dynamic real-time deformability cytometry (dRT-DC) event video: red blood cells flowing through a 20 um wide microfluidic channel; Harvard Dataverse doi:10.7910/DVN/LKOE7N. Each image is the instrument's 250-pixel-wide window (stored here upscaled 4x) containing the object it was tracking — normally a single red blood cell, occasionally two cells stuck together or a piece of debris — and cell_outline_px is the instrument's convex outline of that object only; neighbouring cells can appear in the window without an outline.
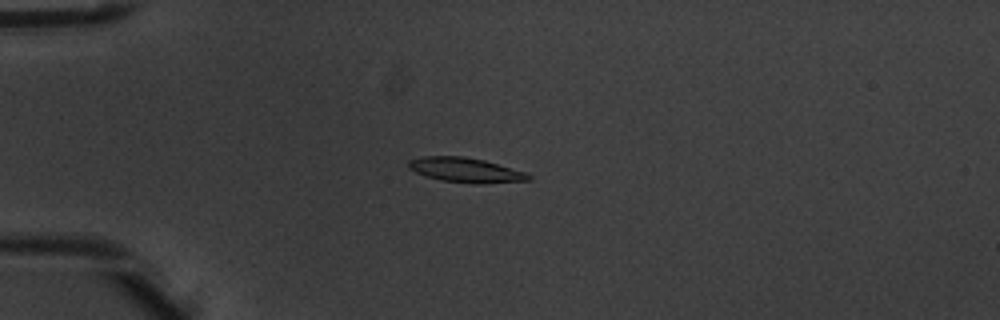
{"species": "common noctule bat (a hibernating species)", "species_latin": "Nyctalus noctula", "temperature_condition": "warm", "stored_images_in_passage": 6, "camera_frame_rate_fps": 3000, "um_per_image_px": 0.085, "animal": {"sex": "male", "body_mass_g": 20.1, "forearm_length_mm": 53.5}, "frame": {"image": 1, "passage_image": 4, "time_ms": 1.0, "image_size_px": [1000, 320], "cell_outline_px": [[532, 180], [480, 184], [472, 184], [440, 180], [424, 176], [408, 168], [408, 160], [420, 156], [464, 156], [484, 160], [524, 172], [532, 176]], "centroid_in_image_um": [39.54, 14.46], "position_along_channel_um": 45.5, "area_um2": 17.4}}